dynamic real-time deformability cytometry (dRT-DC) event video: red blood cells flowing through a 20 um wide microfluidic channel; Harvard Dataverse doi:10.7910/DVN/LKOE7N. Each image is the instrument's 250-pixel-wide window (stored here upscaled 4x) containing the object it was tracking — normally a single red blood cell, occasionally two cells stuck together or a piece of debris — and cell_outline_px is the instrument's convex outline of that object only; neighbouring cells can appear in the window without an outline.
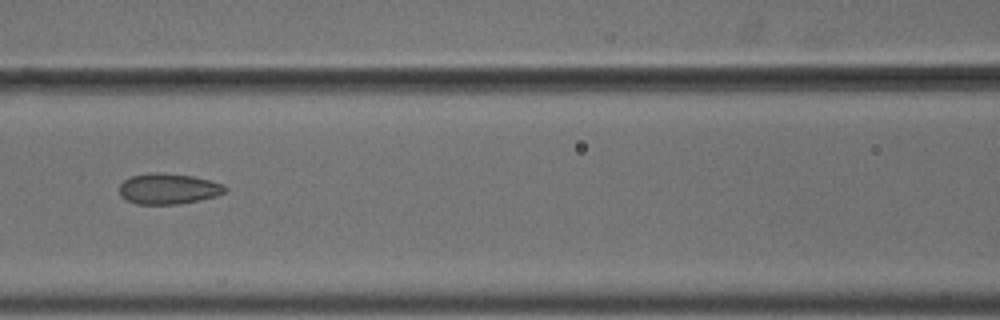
{"species": "common noctule bat (a hibernating species)", "species_latin": "Nyctalus noctula", "temperature_condition": "cold", "stored_images_in_passage": 9, "camera_frame_rate_fps": 3000, "um_per_image_px": 0.085, "animal": {"sex": "male", "body_mass_g": 18.8}, "frame": {"image": 1, "passage_image": 7, "time_ms": 2.0, "image_size_px": [1000, 320], "cell_outline_px": [[228, 188], [224, 192], [216, 196], [200, 200], [180, 204], [136, 204], [120, 196], [120, 184], [124, 180], [132, 176], [152, 172], [160, 172], [192, 176], [224, 184]], "centroid_in_image_um": [14.31, 16.05], "position_along_channel_um": 152.3, "area_um2": 18.9}}
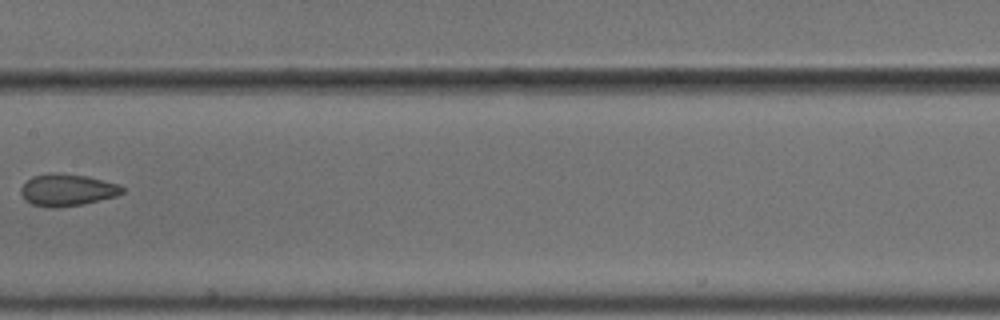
{"frame": {"image": 2, "passage_image": 8, "time_ms": 2.333, "image_size_px": [1000, 320], "cell_outline_px": [[124, 192], [116, 196], [84, 204], [56, 208], [48, 208], [32, 204], [24, 200], [20, 192], [20, 188], [32, 176], [52, 172], [56, 172], [88, 176], [120, 184], [124, 188]], "centroid_in_image_um": [5.71, 16.15], "position_along_channel_um": 201.7, "area_um2": 19.19}}
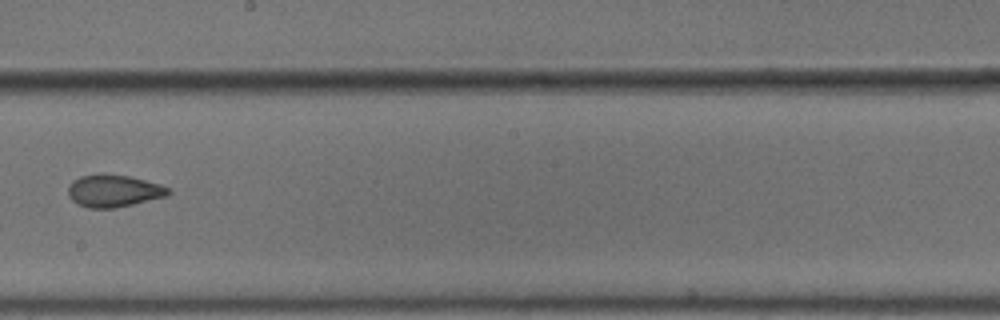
{"frame": {"image": 3, "passage_image": 9, "time_ms": 2.667, "image_size_px": [1000, 320], "cell_outline_px": [[172, 192], [164, 196], [116, 208], [88, 208], [76, 204], [68, 196], [68, 188], [72, 180], [80, 176], [100, 172], [104, 172], [128, 176], [144, 180], [168, 188]], "centroid_in_image_um": [9.57, 16.2], "position_along_channel_um": 238.6, "area_um2": 18.9}}